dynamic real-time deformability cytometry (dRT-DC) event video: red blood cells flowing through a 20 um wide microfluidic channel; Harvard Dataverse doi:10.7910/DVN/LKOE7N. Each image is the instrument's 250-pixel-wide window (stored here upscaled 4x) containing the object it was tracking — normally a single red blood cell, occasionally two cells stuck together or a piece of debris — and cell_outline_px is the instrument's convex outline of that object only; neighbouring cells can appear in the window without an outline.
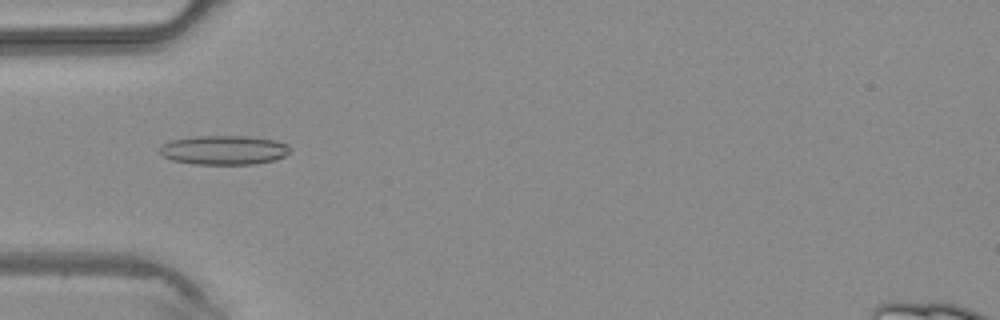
{"species": "common noctule bat (a hibernating species)", "species_latin": "Nyctalus noctula", "temperature_condition": "warm", "stored_images_in_passage": 30, "camera_frame_rate_fps": 3000, "um_per_image_px": 0.085, "animal": {"sex": "male", "body_mass_g": 20.4}, "frame": {"image": 1, "passage_image": 1, "time_ms": 0.0, "image_size_px": [1000, 320], "cell_outline_px": [[292, 152], [276, 160], [252, 164], [192, 164], [172, 160], [164, 156], [160, 152], [160, 148], [164, 144], [172, 140], [196, 136], [244, 136], [276, 140], [288, 144], [292, 148]], "centroid_in_image_um": [19.1, 12.76], "position_along_channel_um": 65.9, "area_um2": 22.25}}
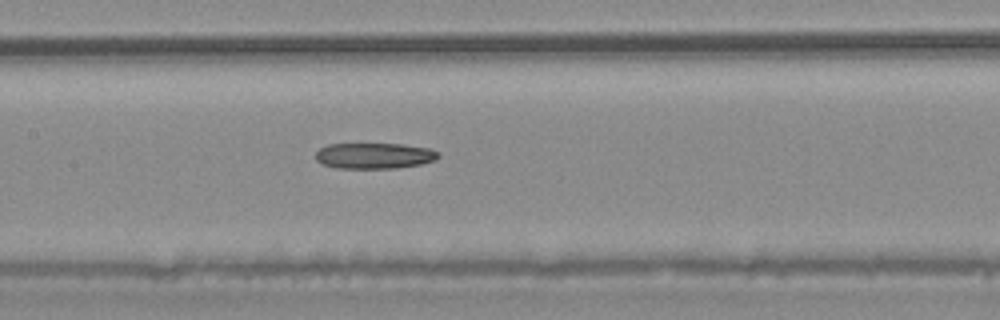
{"frame": {"image": 2, "passage_image": 8, "time_ms": 2.333, "image_size_px": [1000, 320], "cell_outline_px": [[440, 156], [436, 160], [420, 164], [396, 168], [336, 168], [320, 164], [316, 160], [316, 152], [320, 148], [328, 144], [400, 144], [428, 148], [440, 152]], "centroid_in_image_um": [31.81, 13.24], "position_along_channel_um": 175.6, "area_um2": 18.55}}
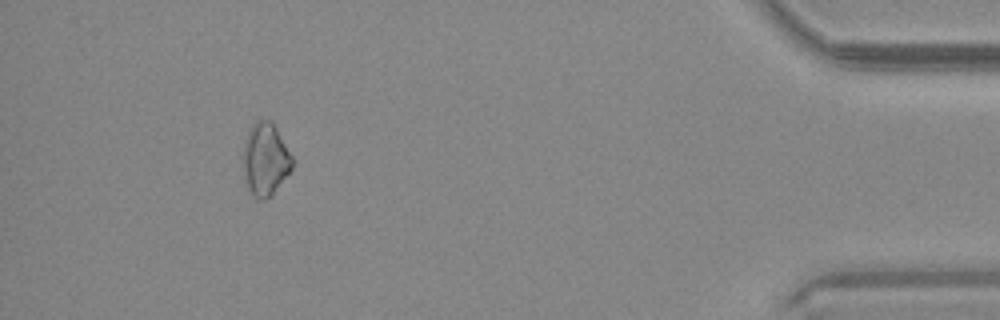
{"frame": {"image": 3, "passage_image": 27, "time_ms": 8.667, "image_size_px": [1000, 320], "cell_outline_px": [[296, 160], [292, 168], [272, 192], [264, 200], [256, 200], [252, 196], [248, 188], [244, 172], [244, 144], [248, 132], [252, 124], [256, 120], [272, 120]], "centroid_in_image_um": [22.58, 13.5], "position_along_channel_um": 412.6, "area_um2": 20.75}}